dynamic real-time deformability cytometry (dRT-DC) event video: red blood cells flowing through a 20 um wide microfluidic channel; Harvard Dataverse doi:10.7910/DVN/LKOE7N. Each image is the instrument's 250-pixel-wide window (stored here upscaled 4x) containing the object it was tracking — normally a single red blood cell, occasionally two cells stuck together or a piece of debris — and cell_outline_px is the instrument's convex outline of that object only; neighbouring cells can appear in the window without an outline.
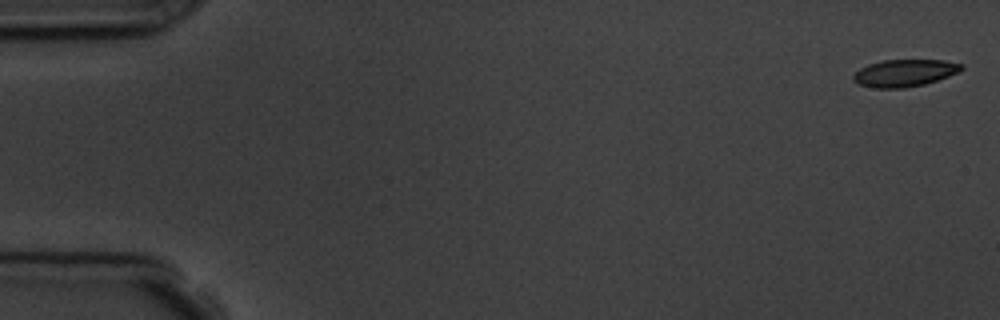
{"species": "common noctule bat (a hibernating species)", "species_latin": "Nyctalus noctula", "temperature_condition": "room temperature", "stored_images_in_passage": 6, "camera_frame_rate_fps": 3000, "um_per_image_px": 0.085, "animal": {"sex": "male", "body_mass_g": 19.5, "forearm_length_mm": 54.6}, "frame": {"image": 1, "passage_image": 1, "time_ms": 0.0, "image_size_px": [1000, 320], "cell_outline_px": [[964, 68], [960, 72], [924, 84], [904, 88], [876, 88], [856, 84], [852, 80], [852, 76], [860, 68], [868, 64], [884, 60], [944, 60], [964, 64]], "centroid_in_image_um": [76.88, 6.2], "position_along_channel_um": 8.1, "area_um2": 17.22}}
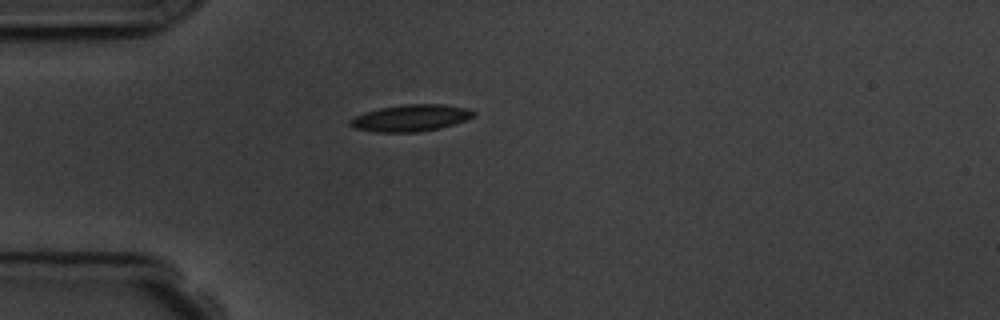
{"frame": {"image": 2, "passage_image": 5, "time_ms": 4.667, "image_size_px": [1000, 320], "cell_outline_px": [[476, 112], [472, 116], [464, 120], [440, 128], [416, 132], [376, 132], [352, 128], [348, 124], [348, 120], [364, 112], [380, 108], [404, 104], [440, 104], [468, 108]], "centroid_in_image_um": [34.85, 10.03], "position_along_channel_um": 50.2, "area_um2": 19.13}}